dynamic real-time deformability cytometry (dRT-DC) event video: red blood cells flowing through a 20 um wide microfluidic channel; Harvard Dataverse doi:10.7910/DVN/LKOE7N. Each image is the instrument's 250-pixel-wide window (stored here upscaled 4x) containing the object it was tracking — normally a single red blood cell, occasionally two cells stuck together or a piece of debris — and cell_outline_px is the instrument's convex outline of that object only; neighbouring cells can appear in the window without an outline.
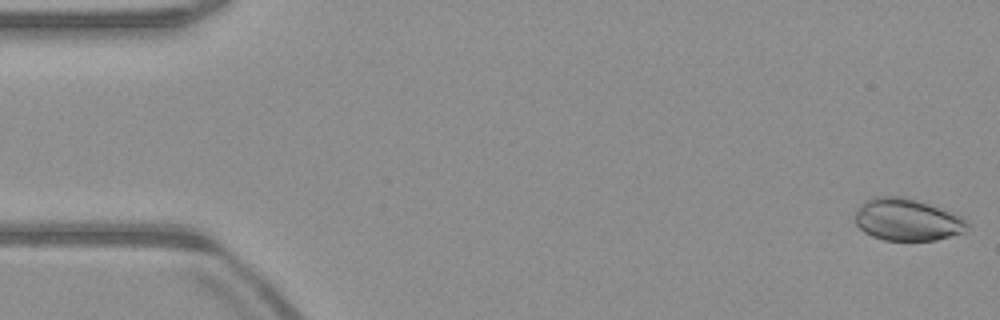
{"species": "common noctule bat (a hibernating species)", "species_latin": "Nyctalus noctula", "temperature_condition": "warm", "stored_images_in_passage": 52, "camera_frame_rate_fps": 3000, "um_per_image_px": 0.085, "animal": {"sex": "male", "body_mass_g": 23.1, "forearm_length_mm": 52.7}, "frame": {"image": 1, "passage_image": 1, "time_ms": 0.0, "image_size_px": [1000, 320], "cell_outline_px": [[968, 224], [964, 232], [936, 240], [884, 240], [872, 236], [864, 232], [856, 224], [856, 212], [868, 200], [876, 196], [900, 196], [916, 200], [928, 204], [960, 216]], "centroid_in_image_um": [77.09, 18.69], "position_along_channel_um": 7.9, "area_um2": 26.88}}
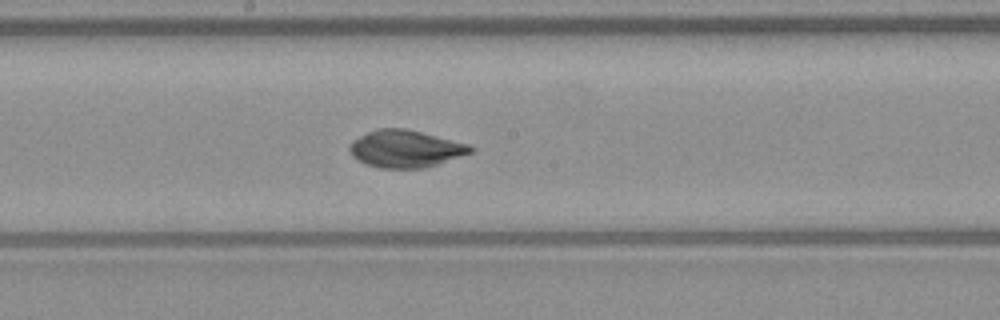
{"frame": {"image": 2, "passage_image": 27, "time_ms": 8.667, "image_size_px": [1000, 320], "cell_outline_px": [[476, 148], [472, 152], [424, 168], [380, 168], [364, 164], [356, 160], [352, 156], [348, 148], [352, 140], [368, 132], [380, 128], [404, 128], [468, 144]], "centroid_in_image_um": [34.41, 12.65], "position_along_channel_um": 213.8, "area_um2": 26.07}}
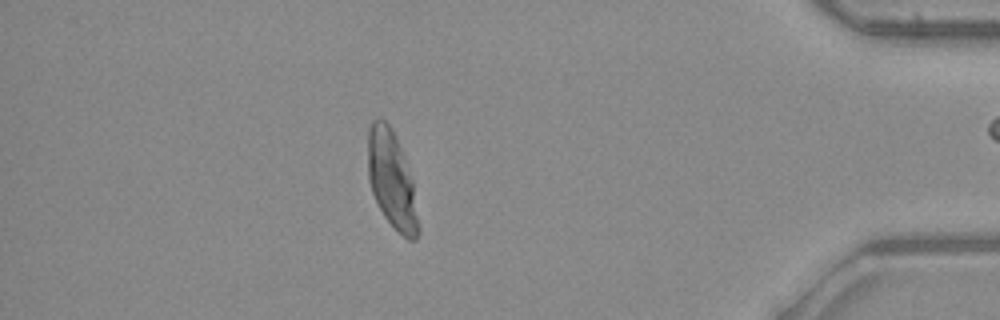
{"frame": {"image": 3, "passage_image": 45, "time_ms": 14.667, "image_size_px": [1000, 320], "cell_outline_px": [[420, 232], [416, 240], [408, 240], [384, 216], [372, 192], [368, 180], [368, 128], [372, 120], [376, 116], [380, 116], [392, 128], [400, 148], [412, 180], [420, 228]], "centroid_in_image_um": [33.28, 15.26], "position_along_channel_um": 401.9, "area_um2": 28.38}, "authors_computed_cell_mechanics": {"area_um2": 27.1082, "velocity_mm_per_s": 3.9607, "shape_relaxation_time_tau1_ms": 8.1538, "shape_relaxation_time_tau2_ms": null, "deformation_change_tau1": 0.3037, "deformation_change_tau2": null}}